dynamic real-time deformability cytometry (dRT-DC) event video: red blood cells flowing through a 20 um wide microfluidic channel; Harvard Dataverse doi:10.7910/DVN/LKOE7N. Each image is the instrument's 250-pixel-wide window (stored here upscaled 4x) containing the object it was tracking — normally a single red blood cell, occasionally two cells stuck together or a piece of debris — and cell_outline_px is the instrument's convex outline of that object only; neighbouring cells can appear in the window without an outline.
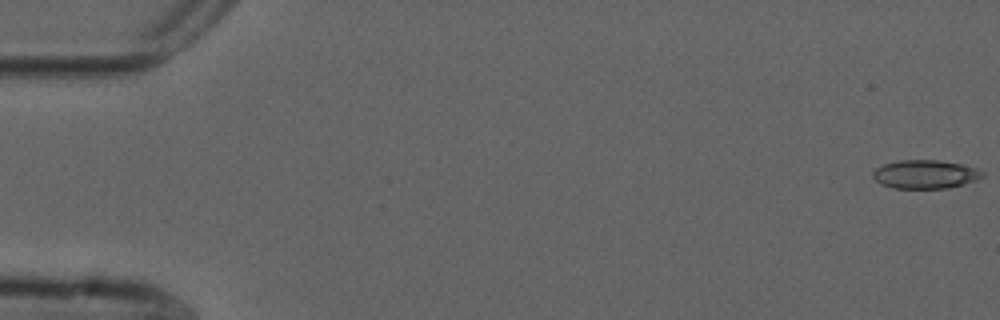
{"species": "common noctule bat (a hibernating species)", "species_latin": "Nyctalus noctula", "temperature_condition": "cold", "stored_images_in_passage": 56, "camera_frame_rate_fps": 3000, "um_per_image_px": 0.085, "animal": {"sex": "male", "forearm_length_mm": 52.5}, "frame": {"image": 1, "passage_image": 1, "time_ms": 0.0, "image_size_px": [1000, 320], "cell_outline_px": [[984, 176], [976, 180], [964, 184], [944, 188], [892, 188], [880, 184], [872, 176], [872, 172], [876, 168], [884, 164], [900, 160], [936, 160], [964, 164], [976, 168], [984, 172]], "centroid_in_image_um": [78.64, 14.81], "position_along_channel_um": 6.4, "area_um2": 18.26}}
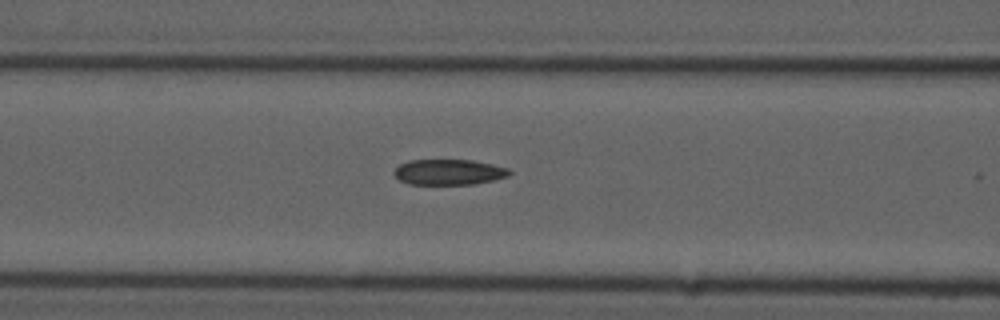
{"frame": {"image": 2, "passage_image": 23, "time_ms": 7.333, "image_size_px": [1000, 320], "cell_outline_px": [[512, 172], [508, 176], [476, 184], [408, 184], [400, 180], [392, 172], [400, 164], [408, 160], [472, 160], [492, 164], [508, 168]], "centroid_in_image_um": [38.15, 14.62], "position_along_channel_um": 128.5, "area_um2": 17.17}}
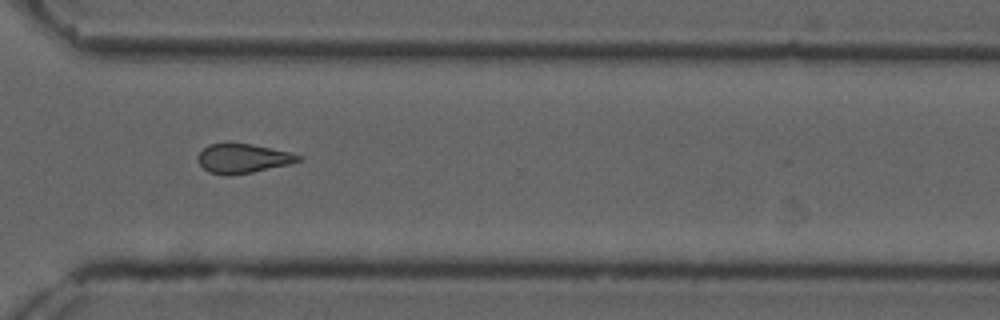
{"frame": {"image": 3, "passage_image": 41, "time_ms": 13.333, "image_size_px": [1000, 320], "cell_outline_px": [[304, 156], [300, 160], [292, 164], [252, 172], [228, 176], [208, 172], [200, 164], [200, 152], [208, 144], [252, 144], [288, 152]], "centroid_in_image_um": [20.69, 13.48], "position_along_channel_um": 349.9, "area_um2": 16.88}, "authors_computed_cell_mechanics": {"area_um2": 18.1203, "velocity_mm_per_s": 3.7034, "shape_relaxation_time_tau1_ms": null, "shape_relaxation_time_tau2_ms": 3.7907, "deformation_change_tau1": null, "deformation_change_tau2": 0.1164}}